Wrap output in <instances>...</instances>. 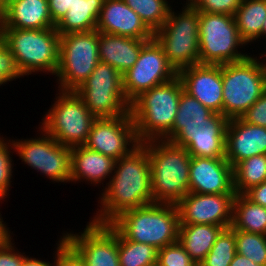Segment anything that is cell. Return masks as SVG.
<instances>
[{
	"label": "cell",
	"instance_id": "6da1fadb",
	"mask_svg": "<svg viewBox=\"0 0 266 266\" xmlns=\"http://www.w3.org/2000/svg\"><path fill=\"white\" fill-rule=\"evenodd\" d=\"M100 194V209L89 218L100 224H110L124 211L154 203L149 155L141 143L116 160L110 181Z\"/></svg>",
	"mask_w": 266,
	"mask_h": 266
},
{
	"label": "cell",
	"instance_id": "7a4b0ae2",
	"mask_svg": "<svg viewBox=\"0 0 266 266\" xmlns=\"http://www.w3.org/2000/svg\"><path fill=\"white\" fill-rule=\"evenodd\" d=\"M148 151L154 203L177 205L189 193L191 155L170 141L141 143Z\"/></svg>",
	"mask_w": 266,
	"mask_h": 266
},
{
	"label": "cell",
	"instance_id": "3957f363",
	"mask_svg": "<svg viewBox=\"0 0 266 266\" xmlns=\"http://www.w3.org/2000/svg\"><path fill=\"white\" fill-rule=\"evenodd\" d=\"M184 87L179 76L141 93L130 104L140 143L162 140L172 129Z\"/></svg>",
	"mask_w": 266,
	"mask_h": 266
},
{
	"label": "cell",
	"instance_id": "277c9868",
	"mask_svg": "<svg viewBox=\"0 0 266 266\" xmlns=\"http://www.w3.org/2000/svg\"><path fill=\"white\" fill-rule=\"evenodd\" d=\"M111 224L127 239L157 250L179 240L177 205L152 203L122 212Z\"/></svg>",
	"mask_w": 266,
	"mask_h": 266
},
{
	"label": "cell",
	"instance_id": "5b68a950",
	"mask_svg": "<svg viewBox=\"0 0 266 266\" xmlns=\"http://www.w3.org/2000/svg\"><path fill=\"white\" fill-rule=\"evenodd\" d=\"M0 34L5 46L14 56L15 64L23 78L39 72L56 75L60 34L55 28H0Z\"/></svg>",
	"mask_w": 266,
	"mask_h": 266
},
{
	"label": "cell",
	"instance_id": "8992f818",
	"mask_svg": "<svg viewBox=\"0 0 266 266\" xmlns=\"http://www.w3.org/2000/svg\"><path fill=\"white\" fill-rule=\"evenodd\" d=\"M223 116L240 118L265 92L266 67L252 54L239 62L222 64Z\"/></svg>",
	"mask_w": 266,
	"mask_h": 266
},
{
	"label": "cell",
	"instance_id": "52a82bcc",
	"mask_svg": "<svg viewBox=\"0 0 266 266\" xmlns=\"http://www.w3.org/2000/svg\"><path fill=\"white\" fill-rule=\"evenodd\" d=\"M183 3L180 11L171 8L167 21L154 33V38L177 72L200 64L199 12L188 1Z\"/></svg>",
	"mask_w": 266,
	"mask_h": 266
},
{
	"label": "cell",
	"instance_id": "ba28073f",
	"mask_svg": "<svg viewBox=\"0 0 266 266\" xmlns=\"http://www.w3.org/2000/svg\"><path fill=\"white\" fill-rule=\"evenodd\" d=\"M56 93L38 126L68 148L84 146L96 118L75 91L56 89Z\"/></svg>",
	"mask_w": 266,
	"mask_h": 266
},
{
	"label": "cell",
	"instance_id": "9c48e42d",
	"mask_svg": "<svg viewBox=\"0 0 266 266\" xmlns=\"http://www.w3.org/2000/svg\"><path fill=\"white\" fill-rule=\"evenodd\" d=\"M246 46L238 33L234 16L199 12L200 64L222 65L242 61L251 55L243 50Z\"/></svg>",
	"mask_w": 266,
	"mask_h": 266
},
{
	"label": "cell",
	"instance_id": "30bf717a",
	"mask_svg": "<svg viewBox=\"0 0 266 266\" xmlns=\"http://www.w3.org/2000/svg\"><path fill=\"white\" fill-rule=\"evenodd\" d=\"M98 44L97 30L60 35L57 90L75 91L91 75L100 62Z\"/></svg>",
	"mask_w": 266,
	"mask_h": 266
},
{
	"label": "cell",
	"instance_id": "8fae6325",
	"mask_svg": "<svg viewBox=\"0 0 266 266\" xmlns=\"http://www.w3.org/2000/svg\"><path fill=\"white\" fill-rule=\"evenodd\" d=\"M96 118H116L130 111L123 91L122 74L111 65L99 62L91 75L75 90Z\"/></svg>",
	"mask_w": 266,
	"mask_h": 266
},
{
	"label": "cell",
	"instance_id": "7c38bea8",
	"mask_svg": "<svg viewBox=\"0 0 266 266\" xmlns=\"http://www.w3.org/2000/svg\"><path fill=\"white\" fill-rule=\"evenodd\" d=\"M38 128V136L34 138L12 139L15 154L27 167L51 182L70 183L71 148L60 144L40 126Z\"/></svg>",
	"mask_w": 266,
	"mask_h": 266
},
{
	"label": "cell",
	"instance_id": "4fadbf2b",
	"mask_svg": "<svg viewBox=\"0 0 266 266\" xmlns=\"http://www.w3.org/2000/svg\"><path fill=\"white\" fill-rule=\"evenodd\" d=\"M178 76L155 38L141 49L136 63L122 74L123 91L131 103L141 93Z\"/></svg>",
	"mask_w": 266,
	"mask_h": 266
},
{
	"label": "cell",
	"instance_id": "5bb4252c",
	"mask_svg": "<svg viewBox=\"0 0 266 266\" xmlns=\"http://www.w3.org/2000/svg\"><path fill=\"white\" fill-rule=\"evenodd\" d=\"M62 237L86 266H120L118 230L111 223L100 224L89 219L82 232L63 231Z\"/></svg>",
	"mask_w": 266,
	"mask_h": 266
},
{
	"label": "cell",
	"instance_id": "9a60e30c",
	"mask_svg": "<svg viewBox=\"0 0 266 266\" xmlns=\"http://www.w3.org/2000/svg\"><path fill=\"white\" fill-rule=\"evenodd\" d=\"M140 142L130 111L116 118L96 119L84 146L114 160L128 155Z\"/></svg>",
	"mask_w": 266,
	"mask_h": 266
},
{
	"label": "cell",
	"instance_id": "2e32d148",
	"mask_svg": "<svg viewBox=\"0 0 266 266\" xmlns=\"http://www.w3.org/2000/svg\"><path fill=\"white\" fill-rule=\"evenodd\" d=\"M236 194L189 192L178 204L180 224H211L229 228Z\"/></svg>",
	"mask_w": 266,
	"mask_h": 266
},
{
	"label": "cell",
	"instance_id": "e0dca14e",
	"mask_svg": "<svg viewBox=\"0 0 266 266\" xmlns=\"http://www.w3.org/2000/svg\"><path fill=\"white\" fill-rule=\"evenodd\" d=\"M227 123L221 115L213 124L184 125L170 142L184 147L191 156L225 157Z\"/></svg>",
	"mask_w": 266,
	"mask_h": 266
},
{
	"label": "cell",
	"instance_id": "ac0fdd59",
	"mask_svg": "<svg viewBox=\"0 0 266 266\" xmlns=\"http://www.w3.org/2000/svg\"><path fill=\"white\" fill-rule=\"evenodd\" d=\"M184 91L214 113L223 115L222 65L197 64L181 69Z\"/></svg>",
	"mask_w": 266,
	"mask_h": 266
},
{
	"label": "cell",
	"instance_id": "d6986e66",
	"mask_svg": "<svg viewBox=\"0 0 266 266\" xmlns=\"http://www.w3.org/2000/svg\"><path fill=\"white\" fill-rule=\"evenodd\" d=\"M189 192L198 194H236L233 167L225 157L191 156Z\"/></svg>",
	"mask_w": 266,
	"mask_h": 266
},
{
	"label": "cell",
	"instance_id": "ffe728a7",
	"mask_svg": "<svg viewBox=\"0 0 266 266\" xmlns=\"http://www.w3.org/2000/svg\"><path fill=\"white\" fill-rule=\"evenodd\" d=\"M255 155H266V127L229 119L226 127L225 158L234 168Z\"/></svg>",
	"mask_w": 266,
	"mask_h": 266
},
{
	"label": "cell",
	"instance_id": "44dd1931",
	"mask_svg": "<svg viewBox=\"0 0 266 266\" xmlns=\"http://www.w3.org/2000/svg\"><path fill=\"white\" fill-rule=\"evenodd\" d=\"M96 30L139 40L154 38V33L123 0H104Z\"/></svg>",
	"mask_w": 266,
	"mask_h": 266
},
{
	"label": "cell",
	"instance_id": "7402d4cb",
	"mask_svg": "<svg viewBox=\"0 0 266 266\" xmlns=\"http://www.w3.org/2000/svg\"><path fill=\"white\" fill-rule=\"evenodd\" d=\"M0 28H55L48 0H10L0 9Z\"/></svg>",
	"mask_w": 266,
	"mask_h": 266
},
{
	"label": "cell",
	"instance_id": "603a6c76",
	"mask_svg": "<svg viewBox=\"0 0 266 266\" xmlns=\"http://www.w3.org/2000/svg\"><path fill=\"white\" fill-rule=\"evenodd\" d=\"M116 160L86 146L71 148V183L87 182L105 189V183L114 171ZM107 178V179H106ZM105 180V181H104Z\"/></svg>",
	"mask_w": 266,
	"mask_h": 266
},
{
	"label": "cell",
	"instance_id": "cb8c5ba5",
	"mask_svg": "<svg viewBox=\"0 0 266 266\" xmlns=\"http://www.w3.org/2000/svg\"><path fill=\"white\" fill-rule=\"evenodd\" d=\"M148 41L99 32L100 62L111 65L123 74L136 63L142 47Z\"/></svg>",
	"mask_w": 266,
	"mask_h": 266
},
{
	"label": "cell",
	"instance_id": "d4e9b609",
	"mask_svg": "<svg viewBox=\"0 0 266 266\" xmlns=\"http://www.w3.org/2000/svg\"><path fill=\"white\" fill-rule=\"evenodd\" d=\"M223 229L221 226L211 224H180L178 241L183 245L191 259L199 266Z\"/></svg>",
	"mask_w": 266,
	"mask_h": 266
},
{
	"label": "cell",
	"instance_id": "484cf974",
	"mask_svg": "<svg viewBox=\"0 0 266 266\" xmlns=\"http://www.w3.org/2000/svg\"><path fill=\"white\" fill-rule=\"evenodd\" d=\"M104 0H80L55 25L60 35L96 30Z\"/></svg>",
	"mask_w": 266,
	"mask_h": 266
},
{
	"label": "cell",
	"instance_id": "4316f807",
	"mask_svg": "<svg viewBox=\"0 0 266 266\" xmlns=\"http://www.w3.org/2000/svg\"><path fill=\"white\" fill-rule=\"evenodd\" d=\"M234 17L238 33L247 45L260 41L266 19V0H242Z\"/></svg>",
	"mask_w": 266,
	"mask_h": 266
},
{
	"label": "cell",
	"instance_id": "83f0119b",
	"mask_svg": "<svg viewBox=\"0 0 266 266\" xmlns=\"http://www.w3.org/2000/svg\"><path fill=\"white\" fill-rule=\"evenodd\" d=\"M222 114L214 113L183 91L171 131L162 139L170 141L184 125L213 124Z\"/></svg>",
	"mask_w": 266,
	"mask_h": 266
},
{
	"label": "cell",
	"instance_id": "f1b7e54d",
	"mask_svg": "<svg viewBox=\"0 0 266 266\" xmlns=\"http://www.w3.org/2000/svg\"><path fill=\"white\" fill-rule=\"evenodd\" d=\"M230 228L266 235V207L253 203L244 194H236Z\"/></svg>",
	"mask_w": 266,
	"mask_h": 266
},
{
	"label": "cell",
	"instance_id": "f546056e",
	"mask_svg": "<svg viewBox=\"0 0 266 266\" xmlns=\"http://www.w3.org/2000/svg\"><path fill=\"white\" fill-rule=\"evenodd\" d=\"M234 191L244 194L255 185L266 181V155H255L233 168Z\"/></svg>",
	"mask_w": 266,
	"mask_h": 266
},
{
	"label": "cell",
	"instance_id": "4dcf8cb0",
	"mask_svg": "<svg viewBox=\"0 0 266 266\" xmlns=\"http://www.w3.org/2000/svg\"><path fill=\"white\" fill-rule=\"evenodd\" d=\"M158 250L150 244L127 240L118 231V255L120 266H154Z\"/></svg>",
	"mask_w": 266,
	"mask_h": 266
},
{
	"label": "cell",
	"instance_id": "1f68e13d",
	"mask_svg": "<svg viewBox=\"0 0 266 266\" xmlns=\"http://www.w3.org/2000/svg\"><path fill=\"white\" fill-rule=\"evenodd\" d=\"M134 10L145 25L155 33L167 21L173 7L168 0H123ZM171 4V5H170Z\"/></svg>",
	"mask_w": 266,
	"mask_h": 266
},
{
	"label": "cell",
	"instance_id": "d6a6232c",
	"mask_svg": "<svg viewBox=\"0 0 266 266\" xmlns=\"http://www.w3.org/2000/svg\"><path fill=\"white\" fill-rule=\"evenodd\" d=\"M236 253L234 231L230 227L223 229L199 266H230Z\"/></svg>",
	"mask_w": 266,
	"mask_h": 266
},
{
	"label": "cell",
	"instance_id": "836d02e7",
	"mask_svg": "<svg viewBox=\"0 0 266 266\" xmlns=\"http://www.w3.org/2000/svg\"><path fill=\"white\" fill-rule=\"evenodd\" d=\"M232 230L235 233L236 252L256 264L266 265V235Z\"/></svg>",
	"mask_w": 266,
	"mask_h": 266
},
{
	"label": "cell",
	"instance_id": "e575fe53",
	"mask_svg": "<svg viewBox=\"0 0 266 266\" xmlns=\"http://www.w3.org/2000/svg\"><path fill=\"white\" fill-rule=\"evenodd\" d=\"M15 153L12 139L1 137L0 133V203L2 204L7 197L12 187L14 162L12 159ZM12 154V155H11Z\"/></svg>",
	"mask_w": 266,
	"mask_h": 266
},
{
	"label": "cell",
	"instance_id": "d590c367",
	"mask_svg": "<svg viewBox=\"0 0 266 266\" xmlns=\"http://www.w3.org/2000/svg\"><path fill=\"white\" fill-rule=\"evenodd\" d=\"M157 266H198L186 252L183 245L177 241L158 249Z\"/></svg>",
	"mask_w": 266,
	"mask_h": 266
},
{
	"label": "cell",
	"instance_id": "8d00e7d4",
	"mask_svg": "<svg viewBox=\"0 0 266 266\" xmlns=\"http://www.w3.org/2000/svg\"><path fill=\"white\" fill-rule=\"evenodd\" d=\"M198 11L235 16L242 0H188Z\"/></svg>",
	"mask_w": 266,
	"mask_h": 266
},
{
	"label": "cell",
	"instance_id": "74e56055",
	"mask_svg": "<svg viewBox=\"0 0 266 266\" xmlns=\"http://www.w3.org/2000/svg\"><path fill=\"white\" fill-rule=\"evenodd\" d=\"M22 78L11 51L5 46L0 34V87Z\"/></svg>",
	"mask_w": 266,
	"mask_h": 266
},
{
	"label": "cell",
	"instance_id": "f35d334b",
	"mask_svg": "<svg viewBox=\"0 0 266 266\" xmlns=\"http://www.w3.org/2000/svg\"><path fill=\"white\" fill-rule=\"evenodd\" d=\"M56 246L52 266H86L84 260L62 236L58 239Z\"/></svg>",
	"mask_w": 266,
	"mask_h": 266
},
{
	"label": "cell",
	"instance_id": "ab89813d",
	"mask_svg": "<svg viewBox=\"0 0 266 266\" xmlns=\"http://www.w3.org/2000/svg\"><path fill=\"white\" fill-rule=\"evenodd\" d=\"M12 235L4 242L0 243V266H22L26 253H22L13 243Z\"/></svg>",
	"mask_w": 266,
	"mask_h": 266
},
{
	"label": "cell",
	"instance_id": "60d3db41",
	"mask_svg": "<svg viewBox=\"0 0 266 266\" xmlns=\"http://www.w3.org/2000/svg\"><path fill=\"white\" fill-rule=\"evenodd\" d=\"M240 119L245 123L266 127V90Z\"/></svg>",
	"mask_w": 266,
	"mask_h": 266
},
{
	"label": "cell",
	"instance_id": "b9f144b4",
	"mask_svg": "<svg viewBox=\"0 0 266 266\" xmlns=\"http://www.w3.org/2000/svg\"><path fill=\"white\" fill-rule=\"evenodd\" d=\"M79 1L80 0H48L52 22L56 25L67 13L68 8L73 7Z\"/></svg>",
	"mask_w": 266,
	"mask_h": 266
},
{
	"label": "cell",
	"instance_id": "7bdbcfd3",
	"mask_svg": "<svg viewBox=\"0 0 266 266\" xmlns=\"http://www.w3.org/2000/svg\"><path fill=\"white\" fill-rule=\"evenodd\" d=\"M244 195L253 203L266 207V181L251 187Z\"/></svg>",
	"mask_w": 266,
	"mask_h": 266
},
{
	"label": "cell",
	"instance_id": "ee69618b",
	"mask_svg": "<svg viewBox=\"0 0 266 266\" xmlns=\"http://www.w3.org/2000/svg\"><path fill=\"white\" fill-rule=\"evenodd\" d=\"M230 266H266V265L256 264L252 262L250 259H248L246 256L236 253L233 257L232 262L230 263Z\"/></svg>",
	"mask_w": 266,
	"mask_h": 266
},
{
	"label": "cell",
	"instance_id": "f6af8a7d",
	"mask_svg": "<svg viewBox=\"0 0 266 266\" xmlns=\"http://www.w3.org/2000/svg\"><path fill=\"white\" fill-rule=\"evenodd\" d=\"M30 255H27L25 257V260L22 264V266H52V262L50 263L49 261L46 262V260H42L40 258H35V257H29Z\"/></svg>",
	"mask_w": 266,
	"mask_h": 266
},
{
	"label": "cell",
	"instance_id": "bcb514c9",
	"mask_svg": "<svg viewBox=\"0 0 266 266\" xmlns=\"http://www.w3.org/2000/svg\"><path fill=\"white\" fill-rule=\"evenodd\" d=\"M10 228L7 226L6 221L4 222L2 214L0 212V243L6 241L11 235H13V232L11 233Z\"/></svg>",
	"mask_w": 266,
	"mask_h": 266
},
{
	"label": "cell",
	"instance_id": "7dc6e473",
	"mask_svg": "<svg viewBox=\"0 0 266 266\" xmlns=\"http://www.w3.org/2000/svg\"><path fill=\"white\" fill-rule=\"evenodd\" d=\"M266 51V50H265ZM261 52V53H258V54H256V56L257 55H259L258 56V58H259V60L261 61V63L266 67V52ZM262 58H264V59H262Z\"/></svg>",
	"mask_w": 266,
	"mask_h": 266
},
{
	"label": "cell",
	"instance_id": "c3c4849f",
	"mask_svg": "<svg viewBox=\"0 0 266 266\" xmlns=\"http://www.w3.org/2000/svg\"><path fill=\"white\" fill-rule=\"evenodd\" d=\"M266 38V19L264 20L263 27H262V39Z\"/></svg>",
	"mask_w": 266,
	"mask_h": 266
},
{
	"label": "cell",
	"instance_id": "681fc988",
	"mask_svg": "<svg viewBox=\"0 0 266 266\" xmlns=\"http://www.w3.org/2000/svg\"><path fill=\"white\" fill-rule=\"evenodd\" d=\"M10 0H0V9H2Z\"/></svg>",
	"mask_w": 266,
	"mask_h": 266
}]
</instances>
